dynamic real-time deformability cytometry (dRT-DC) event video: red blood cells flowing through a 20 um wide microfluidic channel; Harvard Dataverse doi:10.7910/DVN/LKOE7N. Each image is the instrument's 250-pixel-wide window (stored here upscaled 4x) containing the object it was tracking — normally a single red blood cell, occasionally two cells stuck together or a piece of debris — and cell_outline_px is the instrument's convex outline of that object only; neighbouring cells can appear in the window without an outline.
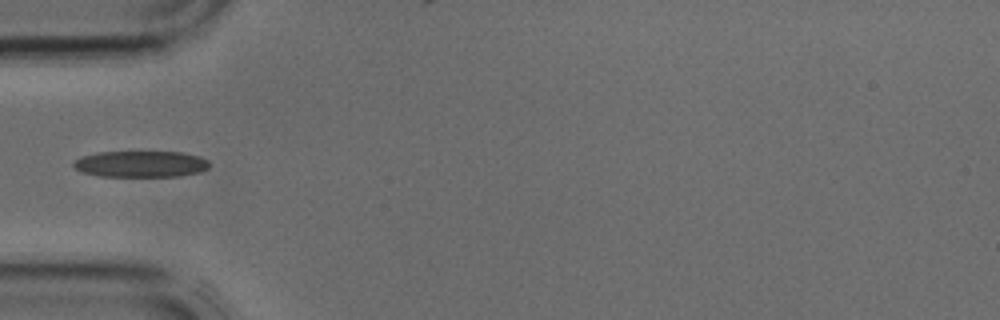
{"species": "common noctule bat (a hibernating species)", "species_latin": "Nyctalus noctula", "temperature_condition": "cold", "stored_images_in_passage": 3, "camera_frame_rate_fps": 3000, "um_per_image_px": 0.085, "animal": {"sex": "male", "body_mass_g": 17.9, "forearm_length_mm": 54.2}, "frame": {"image": 1, "passage_image": 3, "time_ms": 0.667, "image_size_px": [1000, 320], "cell_outline_px": [[208, 168], [200, 172], [180, 176], [96, 176], [80, 172], [72, 164], [76, 160], [84, 156], [100, 152], [180, 152], [200, 156], [208, 160]], "centroid_in_image_um": [11.98, 13.95], "position_along_channel_um": 73.0, "area_um2": 20.75}}